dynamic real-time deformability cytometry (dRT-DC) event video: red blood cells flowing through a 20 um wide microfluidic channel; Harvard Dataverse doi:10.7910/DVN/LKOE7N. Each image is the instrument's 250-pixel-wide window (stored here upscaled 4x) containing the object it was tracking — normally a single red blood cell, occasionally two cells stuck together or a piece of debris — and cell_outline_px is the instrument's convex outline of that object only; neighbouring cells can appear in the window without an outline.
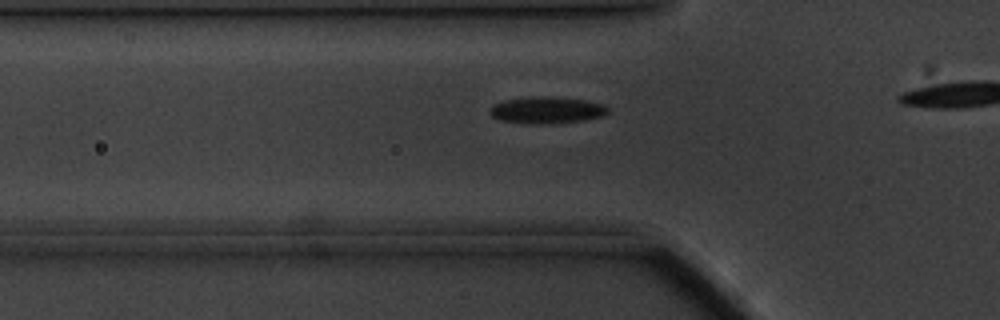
{"species": "common noctule bat (a hibernating species)", "species_latin": "Nyctalus noctula", "temperature_condition": "cold", "stored_images_in_passage": 16, "camera_frame_rate_fps": 3000, "um_per_image_px": 0.085, "animal": {"sex": "male", "body_mass_g": 20.1, "forearm_length_mm": 53.5}, "frame": {"image": 1, "passage_image": 10, "time_ms": 3.0, "image_size_px": [1000, 320], "cell_outline_px": [[608, 112], [604, 116], [584, 120], [552, 124], [528, 124], [500, 120], [492, 116], [488, 112], [492, 104], [504, 100], [540, 96], [584, 100], [604, 104], [608, 108]], "centroid_in_image_um": [46.46, 9.38], "position_along_channel_um": 79.3, "area_um2": 18.44}}